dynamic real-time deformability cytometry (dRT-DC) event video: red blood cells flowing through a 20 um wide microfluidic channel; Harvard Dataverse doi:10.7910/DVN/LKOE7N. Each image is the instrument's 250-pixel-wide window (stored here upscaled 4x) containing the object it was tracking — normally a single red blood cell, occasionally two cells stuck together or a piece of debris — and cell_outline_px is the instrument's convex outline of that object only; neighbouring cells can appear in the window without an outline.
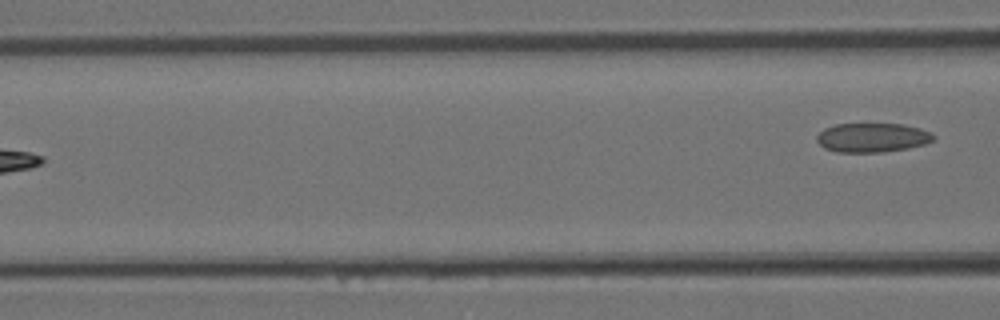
{"species": "Egyptian fruit bat (a non-hibernating species)", "species_latin": "Rousettus aegyptiacus", "temperature_condition": "room temperature", "stored_images_in_passage": 6, "camera_frame_rate_fps": 3000, "um_per_image_px": 0.085, "animal": {"sex": "female"}, "frame": {"image": 1, "passage_image": 6, "time_ms": 1.667, "image_size_px": [1000, 320], "cell_outline_px": [[936, 136], [932, 140], [924, 144], [908, 148], [884, 152], [836, 152], [824, 148], [816, 140], [816, 136], [824, 128], [836, 124], [904, 124], [920, 128], [932, 132]], "centroid_in_image_um": [74.15, 11.69], "position_along_channel_um": 92.5, "area_um2": 19.94}}